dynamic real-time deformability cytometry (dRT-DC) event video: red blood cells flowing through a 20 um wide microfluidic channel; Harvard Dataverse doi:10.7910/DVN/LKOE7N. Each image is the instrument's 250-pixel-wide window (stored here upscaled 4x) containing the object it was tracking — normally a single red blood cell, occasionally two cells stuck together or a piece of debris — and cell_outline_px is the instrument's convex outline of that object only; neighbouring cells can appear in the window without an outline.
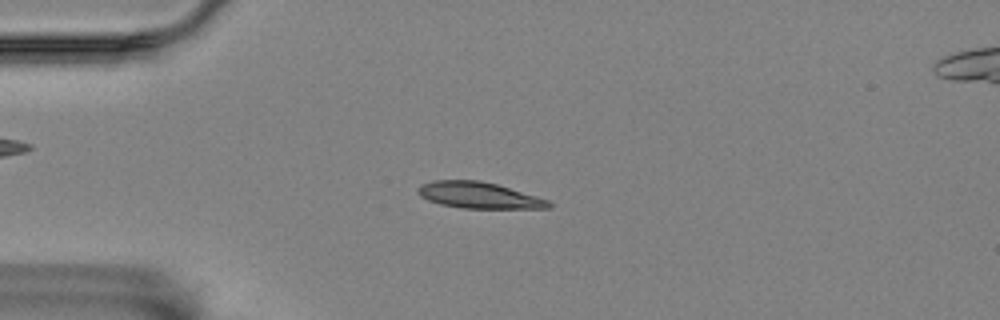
{"species": "Egyptian fruit bat (a non-hibernating species)", "species_latin": "Rousettus aegyptiacus", "temperature_condition": "room temperature", "stored_images_in_passage": 4, "camera_frame_rate_fps": 3000, "um_per_image_px": 0.085, "animal": {"sex": "female"}, "frame": {"image": 1, "passage_image": 3, "time_ms": 0.667, "image_size_px": [1000, 320], "cell_outline_px": [[552, 208], [464, 208], [440, 204], [428, 200], [420, 196], [416, 192], [416, 188], [420, 184], [432, 180], [480, 180], [496, 184], [536, 196], [548, 200], [552, 204]], "centroid_in_image_um": [40.65, 16.59], "position_along_channel_um": 44.4, "area_um2": 20.0}}